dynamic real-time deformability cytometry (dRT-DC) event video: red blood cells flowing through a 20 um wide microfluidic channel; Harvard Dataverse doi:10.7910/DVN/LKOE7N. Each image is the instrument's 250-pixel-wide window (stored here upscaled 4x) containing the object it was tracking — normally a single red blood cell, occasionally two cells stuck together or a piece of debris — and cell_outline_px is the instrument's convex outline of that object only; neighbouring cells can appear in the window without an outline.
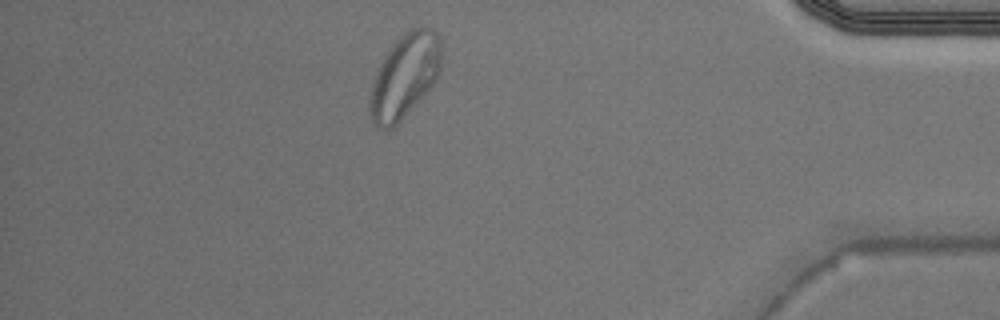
{"species": "Egyptian fruit bat (a non-hibernating species)", "species_latin": "Rousettus aegyptiacus", "temperature_condition": "warm", "stored_images_in_passage": 37, "camera_frame_rate_fps": 3000, "um_per_image_px": 0.085, "animal": {"sex": "male"}, "frame": {"image": 1, "passage_image": 32, "time_ms": 10.333, "image_size_px": [1000, 320], "cell_outline_px": [[440, 72], [432, 84], [404, 116], [392, 128], [376, 128], [372, 120], [368, 108], [368, 100], [372, 80], [384, 56], [392, 44], [408, 28], [428, 28], [436, 32], [440, 40]], "centroid_in_image_um": [34.34, 6.45], "position_along_channel_um": 400.9, "area_um2": 34.62}}